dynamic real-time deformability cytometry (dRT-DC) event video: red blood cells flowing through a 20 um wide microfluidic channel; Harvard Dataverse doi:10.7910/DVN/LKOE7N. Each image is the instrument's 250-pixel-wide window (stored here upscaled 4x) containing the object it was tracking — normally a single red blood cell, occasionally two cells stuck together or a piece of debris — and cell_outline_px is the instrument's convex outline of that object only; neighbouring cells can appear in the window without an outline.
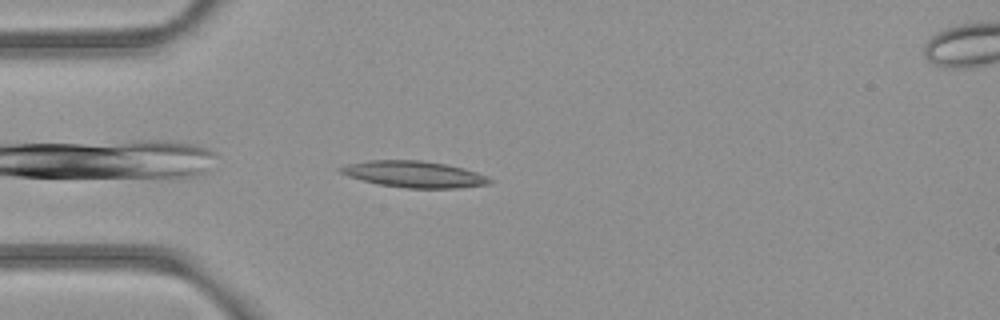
{"species": "common noctule bat (a hibernating species)", "species_latin": "Nyctalus noctula", "temperature_condition": "room temperature", "stored_images_in_passage": 39, "camera_frame_rate_fps": 3000, "um_per_image_px": 0.085, "animal": {"sex": "female", "body_mass_g": 21.9}, "frame": {"image": 1, "passage_image": 1, "time_ms": 0.0, "image_size_px": [1000, 320], "cell_outline_px": [[492, 180], [488, 184], [460, 188], [408, 188], [380, 184], [348, 176], [340, 172], [336, 168], [348, 164], [368, 160], [420, 160], [444, 164], [464, 168], [488, 176]], "centroid_in_image_um": [35.21, 14.8], "position_along_channel_um": 49.8, "area_um2": 22.77}}
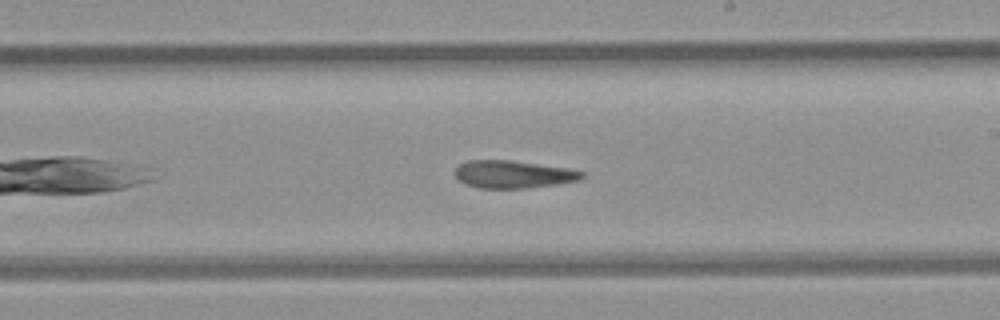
{"frame": {"image": 2, "passage_image": 17, "time_ms": 5.333, "image_size_px": [1000, 320], "cell_outline_px": [[584, 176], [580, 180], [556, 184], [524, 188], [480, 188], [468, 184], [460, 180], [452, 172], [460, 164], [468, 160], [512, 160], [568, 168], [584, 172]], "centroid_in_image_um": [43.62, 14.8], "position_along_channel_um": 245.4, "area_um2": 20.35}}
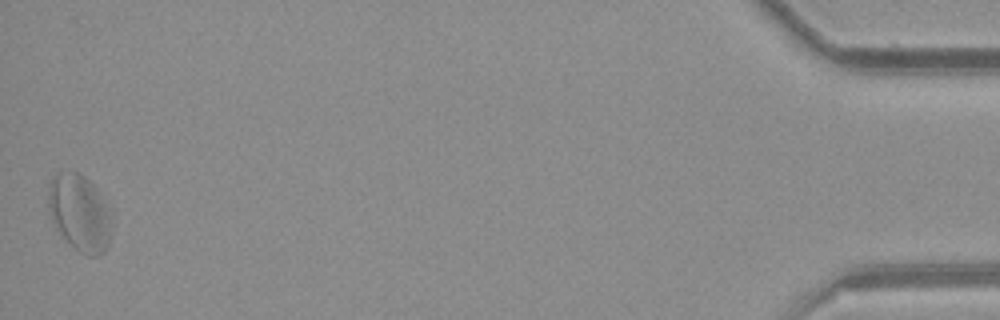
{"frame": {"image": 3, "passage_image": 39, "time_ms": 12.667, "image_size_px": [1000, 320], "cell_outline_px": [[112, 232], [108, 244], [104, 252], [100, 256], [88, 256], [80, 252], [56, 228], [48, 212], [48, 192], [52, 180], [60, 172], [76, 172], [84, 176], [92, 184], [104, 208], [112, 228]], "centroid_in_image_um": [6.73, 18.14], "position_along_channel_um": 428.5, "area_um2": 27.11}, "authors_computed_cell_mechanics": {"area_um2": 21.964, "velocity_mm_per_s": 3.8874, "shape_relaxation_time_tau1_ms": null, "shape_relaxation_time_tau2_ms": 7.8858, "deformation_change_tau1": null, "deformation_change_tau2": 0.1872}}